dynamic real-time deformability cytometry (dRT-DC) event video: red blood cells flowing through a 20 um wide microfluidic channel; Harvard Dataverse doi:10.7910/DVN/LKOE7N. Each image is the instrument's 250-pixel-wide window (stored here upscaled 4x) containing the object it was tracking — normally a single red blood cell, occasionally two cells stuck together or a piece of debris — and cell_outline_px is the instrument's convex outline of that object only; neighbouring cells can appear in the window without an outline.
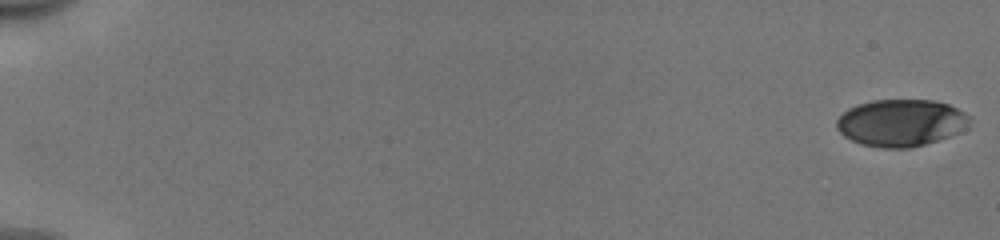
{"species": "human", "species_latin": "Homo sapiens", "temperature_condition": "cold", "stored_images_in_passage": 54, "camera_frame_rate_fps": 3000, "um_per_image_px": 0.085, "donor": {"sex": "male"}, "frame": {"image": 1, "passage_image": 1, "time_ms": 0.0, "image_size_px": [1000, 240], "cell_outline_px": [[968, 128], [948, 136], [912, 148], [880, 148], [860, 144], [844, 136], [836, 128], [836, 120], [848, 108], [872, 100], [936, 100], [948, 104], [964, 112], [968, 116]], "centroid_in_image_um": [76.56, 10.44], "position_along_channel_um": 8.4, "area_um2": 36.36}}
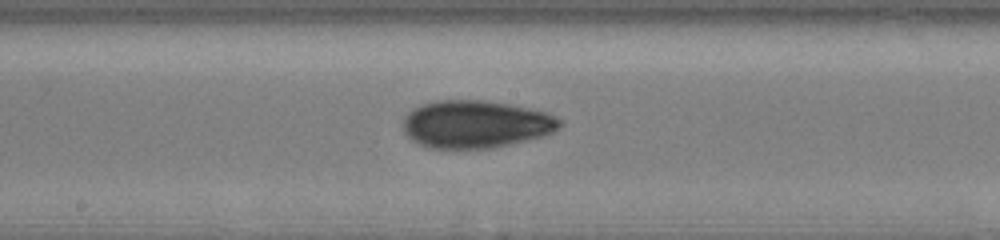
{"frame": {"image": 2, "passage_image": 31, "time_ms": 10.0, "image_size_px": [1000, 240], "cell_outline_px": [[564, 124], [560, 128], [552, 132], [540, 136], [492, 148], [428, 148], [412, 140], [404, 132], [404, 116], [412, 108], [420, 104], [436, 100], [484, 100], [508, 104], [548, 112], [564, 120]], "centroid_in_image_um": [40.44, 10.54], "position_along_channel_um": 207.8, "area_um2": 43.58}}
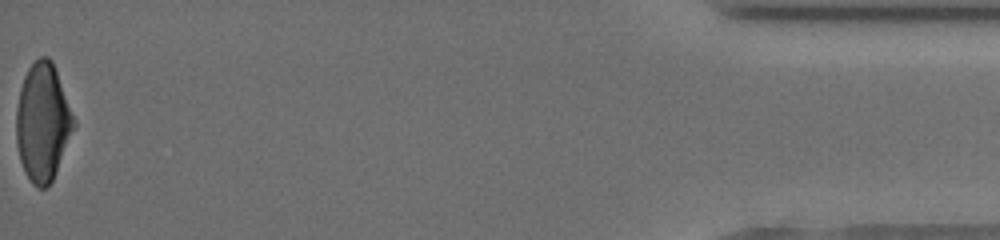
{"frame": {"image": 3, "passage_image": 54, "time_ms": 17.667, "image_size_px": [1000, 240], "cell_outline_px": [[76, 124], [52, 180], [44, 188], [40, 188], [32, 184], [24, 172], [20, 160], [16, 144], [16, 108], [20, 88], [24, 76], [28, 68], [40, 56], [48, 56], [52, 60], [76, 120]], "centroid_in_image_um": [3.62, 10.37], "position_along_channel_um": 431.6, "area_um2": 39.48}, "authors_computed_cell_mechanics": {"area_um2": 40.3155, "velocity_mm_per_s": 3.9844, "shape_relaxation_time_tau1_ms": 4.1205, "shape_relaxation_time_tau2_ms": 2.533, "deformation_change_tau1": 0.1525, "deformation_change_tau2": 0.0791}}